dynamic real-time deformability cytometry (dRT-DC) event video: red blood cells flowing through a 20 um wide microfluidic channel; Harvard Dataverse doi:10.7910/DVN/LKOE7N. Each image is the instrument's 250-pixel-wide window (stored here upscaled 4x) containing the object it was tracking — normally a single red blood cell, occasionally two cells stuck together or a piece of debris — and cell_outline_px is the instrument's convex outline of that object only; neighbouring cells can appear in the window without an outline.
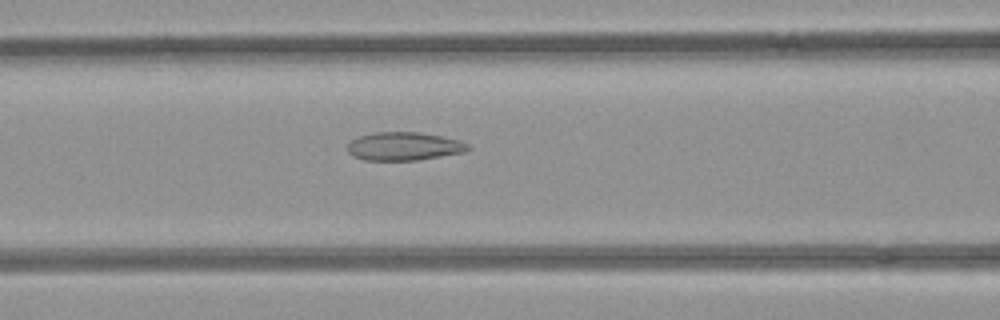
{"species": "common noctule bat (a hibernating species)", "species_latin": "Nyctalus noctula", "temperature_condition": "room temperature", "stored_images_in_passage": 45, "camera_frame_rate_fps": 3000, "um_per_image_px": 0.085, "animal": {"sex": "female", "body_mass_g": 21.9}, "frame": {"image": 1, "passage_image": 15, "time_ms": 4.667, "image_size_px": [1000, 320], "cell_outline_px": [[472, 148], [464, 152], [416, 160], [364, 160], [352, 156], [348, 152], [348, 144], [352, 140], [360, 136], [376, 132], [420, 132], [460, 140], [468, 144]], "centroid_in_image_um": [34.34, 12.43], "position_along_channel_um": 132.3, "area_um2": 19.77}}
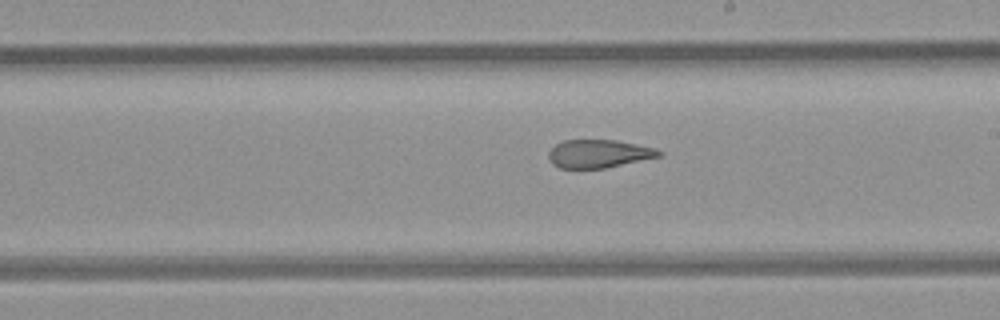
{"frame": {"image": 2, "passage_image": 23, "time_ms": 7.333, "image_size_px": [1000, 320], "cell_outline_px": [[664, 152], [660, 156], [604, 168], [560, 168], [552, 164], [548, 160], [548, 152], [556, 144], [564, 140], [616, 140], [656, 148]], "centroid_in_image_um": [50.87, 13.06], "position_along_channel_um": 238.1, "area_um2": 18.03}}
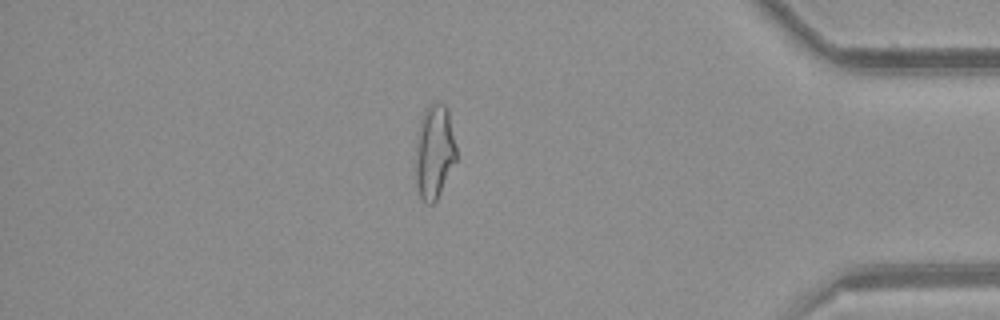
{"frame": {"image": 3, "passage_image": 38, "time_ms": 12.333, "image_size_px": [1000, 320], "cell_outline_px": [[456, 160], [436, 200], [432, 204], [428, 204], [420, 196], [416, 184], [416, 140], [420, 120], [424, 108], [432, 100], [436, 100], [444, 104], [448, 112], [456, 144]], "centroid_in_image_um": [36.91, 12.83], "position_along_channel_um": 398.3, "area_um2": 22.43}, "authors_computed_cell_mechanics": {"area_um2": 21.1548, "velocity_mm_per_s": 3.9671, "shape_relaxation_time_tau1_ms": null, "shape_relaxation_time_tau2_ms": 2.2862, "deformation_change_tau1": null, "deformation_change_tau2": 0.1061}}